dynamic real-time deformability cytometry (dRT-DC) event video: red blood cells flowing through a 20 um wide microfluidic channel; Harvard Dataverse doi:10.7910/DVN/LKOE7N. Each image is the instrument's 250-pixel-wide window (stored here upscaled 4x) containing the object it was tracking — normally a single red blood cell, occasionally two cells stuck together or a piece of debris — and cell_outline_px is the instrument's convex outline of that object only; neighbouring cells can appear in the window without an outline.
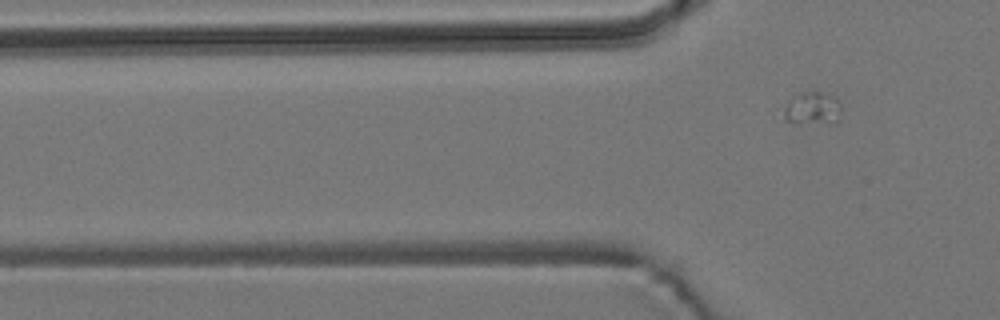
{"species": "common noctule bat (a hibernating species)", "species_latin": "Nyctalus noctula", "temperature_condition": "room temperature", "stored_images_in_passage": 4, "camera_frame_rate_fps": 3000, "um_per_image_px": 0.085, "animal": {"sex": "male", "body_mass_g": 19.2, "forearm_length_mm": 51.8}, "frame": {"image": 1, "passage_image": 4, "time_ms": 4.333, "image_size_px": [1000, 320], "cell_outline_px": [[840, 112], [836, 124], [784, 120], [784, 108], [788, 100], [792, 96], [800, 92], [820, 92], [836, 96], [840, 100]], "centroid_in_image_um": [69.09, 9.18], "position_along_channel_um": 56.7, "area_um2": 10.98}}